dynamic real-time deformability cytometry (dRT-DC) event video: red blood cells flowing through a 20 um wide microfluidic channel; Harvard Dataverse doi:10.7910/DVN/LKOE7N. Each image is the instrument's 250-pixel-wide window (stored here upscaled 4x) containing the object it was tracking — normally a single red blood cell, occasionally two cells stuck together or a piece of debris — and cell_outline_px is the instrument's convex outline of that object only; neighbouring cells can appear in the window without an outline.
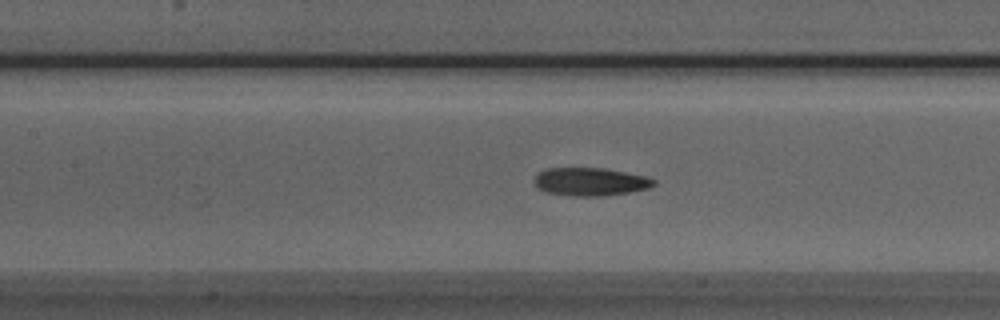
{"species": "Egyptian fruit bat (a non-hibernating species)", "species_latin": "Rousettus aegyptiacus", "temperature_condition": "room temperature", "stored_images_in_passage": 53, "camera_frame_rate_fps": 3000, "um_per_image_px": 0.085, "animal": {"sex": "male"}, "frame": {"image": 1, "passage_image": 23, "time_ms": 7.333, "image_size_px": [1000, 320], "cell_outline_px": [[656, 184], [648, 188], [628, 192], [604, 196], [568, 196], [544, 192], [532, 180], [540, 172], [548, 168], [604, 168], [644, 176], [656, 180]], "centroid_in_image_um": [50.16, 15.45], "position_along_channel_um": 157.2, "area_um2": 19.48}}
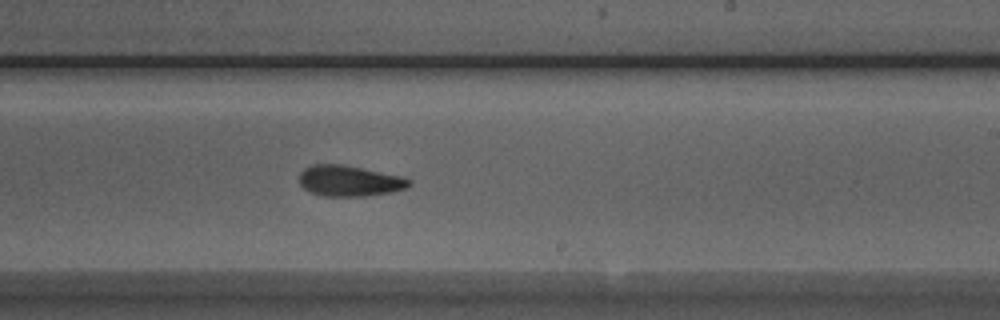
{"frame": {"image": 2, "passage_image": 31, "time_ms": 10.0, "image_size_px": [1000, 320], "cell_outline_px": [[412, 184], [404, 188], [392, 192], [368, 196], [324, 196], [312, 192], [304, 188], [300, 184], [300, 172], [304, 168], [312, 164], [344, 164], [400, 176], [412, 180]], "centroid_in_image_um": [29.7, 15.37], "position_along_channel_um": 259.3, "area_um2": 19.71}}
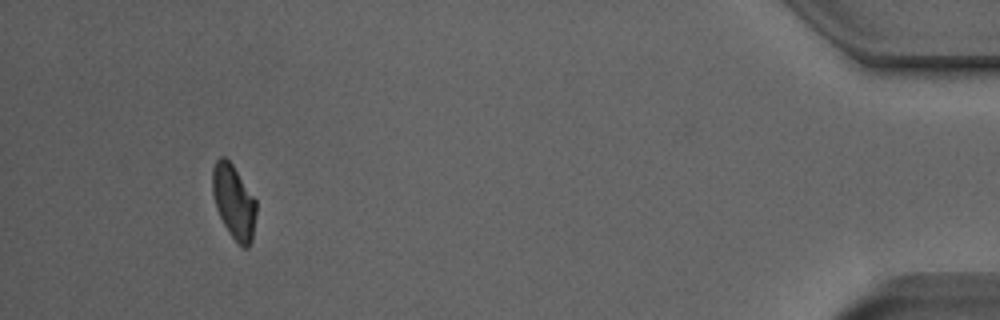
{"frame": {"image": 3, "passage_image": 49, "time_ms": 16.0, "image_size_px": [1000, 320], "cell_outline_px": [[256, 212], [252, 240], [248, 248], [244, 248], [228, 232], [216, 208], [212, 192], [212, 168], [216, 160], [220, 156], [224, 156], [232, 164], [256, 200]], "centroid_in_image_um": [19.86, 17.13], "position_along_channel_um": 415.3, "area_um2": 18.73}, "authors_computed_cell_mechanics": {"area_um2": 19.7098, "velocity_mm_per_s": 3.8419, "shape_relaxation_time_tau1_ms": 5.8855, "shape_relaxation_time_tau2_ms": 3.9691, "deformation_change_tau1": 0.1559, "deformation_change_tau2": 0.1052}}